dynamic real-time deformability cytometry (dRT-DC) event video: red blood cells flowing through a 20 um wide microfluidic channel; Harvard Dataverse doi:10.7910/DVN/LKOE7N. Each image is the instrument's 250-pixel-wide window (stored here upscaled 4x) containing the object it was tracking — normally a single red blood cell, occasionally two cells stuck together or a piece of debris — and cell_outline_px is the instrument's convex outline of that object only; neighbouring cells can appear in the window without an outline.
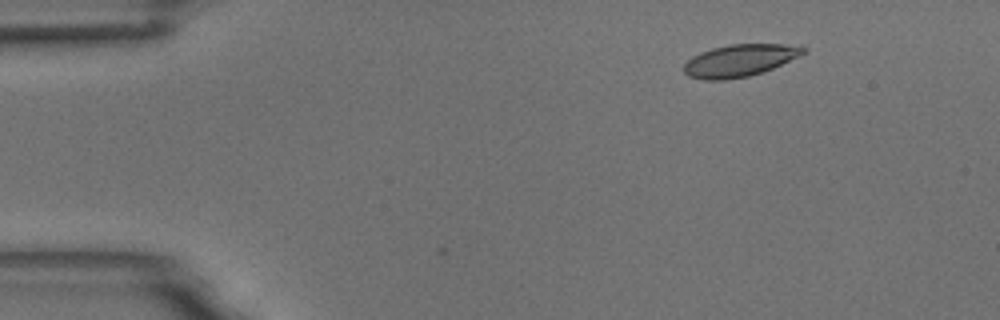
{"species": "common noctule bat (a hibernating species)", "species_latin": "Nyctalus noctula", "temperature_condition": "room temperature", "stored_images_in_passage": 4, "camera_frame_rate_fps": 3000, "um_per_image_px": 0.085, "animal": {"sex": "male", "body_mass_g": 18.8}, "frame": {"image": 1, "passage_image": 1, "time_ms": 0.0, "image_size_px": [1000, 320], "cell_outline_px": [[808, 48], [800, 56], [772, 68], [748, 76], [724, 80], [704, 80], [688, 76], [684, 72], [684, 64], [692, 56], [700, 52], [712, 48], [728, 44], [784, 44]], "centroid_in_image_um": [62.83, 5.14], "position_along_channel_um": 22.2, "area_um2": 22.25}}